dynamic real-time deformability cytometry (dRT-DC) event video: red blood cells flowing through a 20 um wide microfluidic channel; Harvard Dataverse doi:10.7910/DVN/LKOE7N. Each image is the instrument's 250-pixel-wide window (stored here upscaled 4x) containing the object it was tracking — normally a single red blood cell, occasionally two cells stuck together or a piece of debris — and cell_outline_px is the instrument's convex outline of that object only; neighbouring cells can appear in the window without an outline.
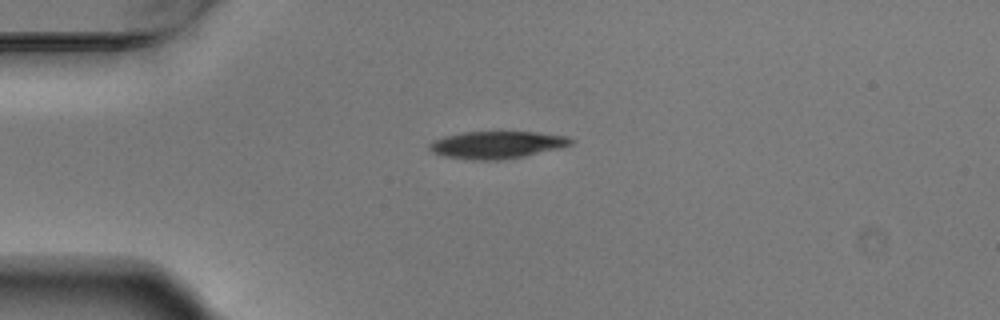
{"species": "Egyptian fruit bat (a non-hibernating species)", "species_latin": "Rousettus aegyptiacus", "temperature_condition": "warm", "stored_images_in_passage": 3, "camera_frame_rate_fps": 3000, "um_per_image_px": 0.085, "animal": {"sex": "male"}, "frame": {"image": 1, "passage_image": 3, "time_ms": 0.667, "image_size_px": [1000, 320], "cell_outline_px": [[576, 140], [572, 144], [560, 148], [524, 156], [500, 160], [472, 160], [444, 156], [432, 152], [428, 148], [428, 144], [432, 140], [444, 136], [464, 132], [536, 132], [568, 136]], "centroid_in_image_um": [42.23, 12.31], "position_along_channel_um": 42.8, "area_um2": 22.66}}